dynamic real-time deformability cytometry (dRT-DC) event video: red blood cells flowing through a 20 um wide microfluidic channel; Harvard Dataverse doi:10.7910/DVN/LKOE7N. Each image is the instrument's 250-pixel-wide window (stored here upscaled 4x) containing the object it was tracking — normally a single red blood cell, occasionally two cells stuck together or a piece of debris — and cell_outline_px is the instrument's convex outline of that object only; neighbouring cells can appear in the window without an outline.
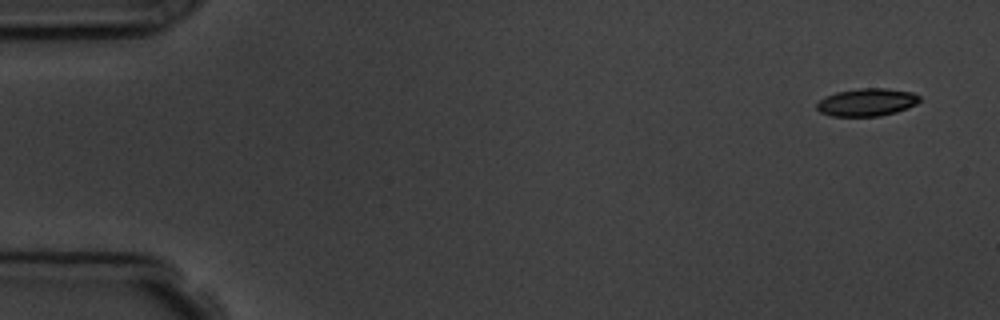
{"species": "common noctule bat (a hibernating species)", "species_latin": "Nyctalus noctula", "temperature_condition": "room temperature", "stored_images_in_passage": 4, "camera_frame_rate_fps": 3000, "um_per_image_px": 0.085, "animal": {"sex": "male", "body_mass_g": 19.5, "forearm_length_mm": 54.6}, "frame": {"image": 1, "passage_image": 1, "time_ms": 0.0, "image_size_px": [1000, 320], "cell_outline_px": [[920, 100], [916, 104], [896, 112], [880, 116], [832, 116], [820, 112], [816, 108], [816, 104], [824, 96], [836, 92], [860, 88], [884, 88], [912, 92], [920, 96]], "centroid_in_image_um": [73.66, 8.69], "position_along_channel_um": 11.3, "area_um2": 16.59}}
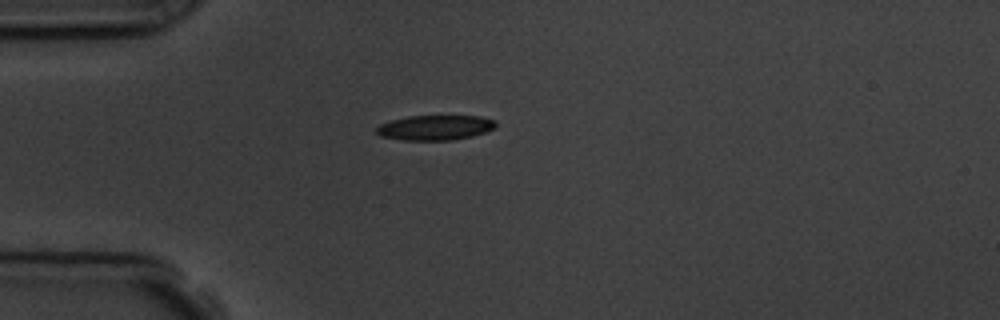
{"frame": {"image": 2, "passage_image": 4, "time_ms": 4.0, "image_size_px": [1000, 320], "cell_outline_px": [[496, 128], [472, 136], [452, 140], [404, 140], [380, 136], [376, 132], [376, 128], [380, 124], [392, 120], [408, 116], [480, 116], [496, 120]], "centroid_in_image_um": [37.0, 10.84], "position_along_channel_um": 48.0, "area_um2": 17.34}}